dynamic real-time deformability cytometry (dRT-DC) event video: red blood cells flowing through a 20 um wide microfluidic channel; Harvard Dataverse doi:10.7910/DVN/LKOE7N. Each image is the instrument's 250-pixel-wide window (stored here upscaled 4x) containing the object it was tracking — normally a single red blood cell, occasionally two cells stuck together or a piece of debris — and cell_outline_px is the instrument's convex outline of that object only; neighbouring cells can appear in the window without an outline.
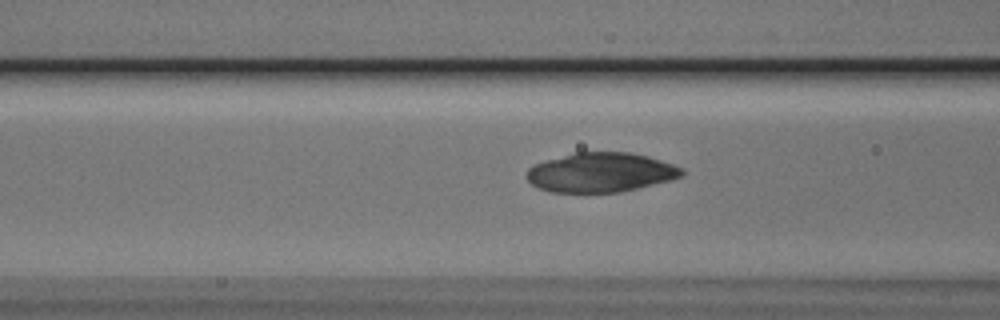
{"species": "Egyptian fruit bat (a non-hibernating species)", "species_latin": "Rousettus aegyptiacus", "temperature_condition": "cold", "stored_images_in_passage": 36, "camera_frame_rate_fps": 3000, "um_per_image_px": 0.085, "animal": {"sex": "male"}, "frame": {"image": 1, "passage_image": 7, "time_ms": 2.0, "image_size_px": [1000, 320], "cell_outline_px": [[684, 176], [620, 192], [552, 192], [540, 188], [532, 184], [524, 176], [528, 168], [536, 164], [548, 160], [576, 152], [628, 152], [648, 156], [684, 168]], "centroid_in_image_um": [51.06, 14.65], "position_along_channel_um": 115.5, "area_um2": 35.37}}